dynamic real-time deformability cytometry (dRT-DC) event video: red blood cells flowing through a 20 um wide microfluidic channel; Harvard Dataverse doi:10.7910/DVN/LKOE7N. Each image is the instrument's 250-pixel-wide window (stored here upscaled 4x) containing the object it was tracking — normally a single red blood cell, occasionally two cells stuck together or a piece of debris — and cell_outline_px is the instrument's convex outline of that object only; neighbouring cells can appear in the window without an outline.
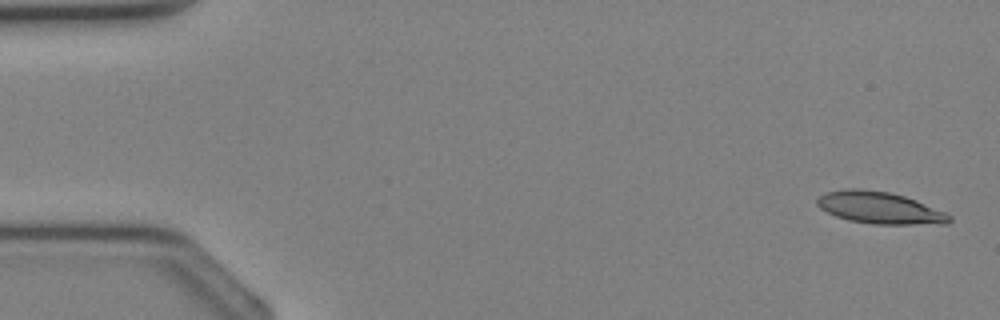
{"species": "Egyptian fruit bat (a non-hibernating species)", "species_latin": "Rousettus aegyptiacus", "temperature_condition": "cold", "stored_images_in_passage": 36, "camera_frame_rate_fps": 3000, "um_per_image_px": 0.085, "animal": {"sex": "female"}, "frame": {"image": 1, "passage_image": 1, "time_ms": 0.0, "image_size_px": [1000, 320], "cell_outline_px": [[952, 220], [948, 224], [876, 224], [848, 220], [836, 216], [820, 208], [816, 204], [816, 200], [824, 192], [848, 188], [860, 188], [888, 192], [904, 196], [916, 200], [944, 212], [952, 216]], "centroid_in_image_um": [74.76, 17.66], "position_along_channel_um": 10.2, "area_um2": 24.57}}
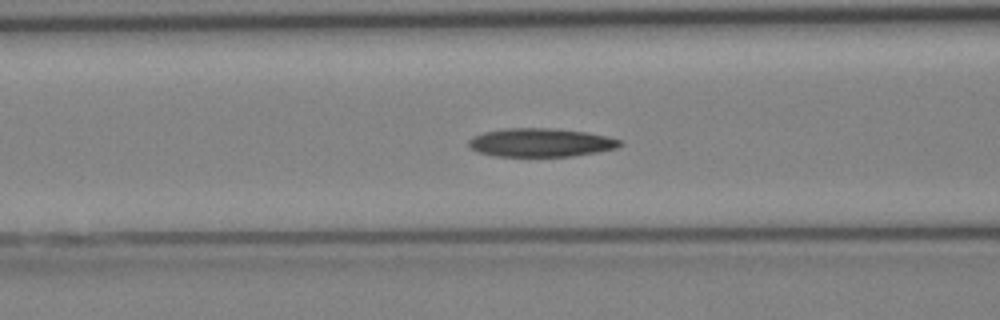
{"frame": {"image": 2, "passage_image": 14, "time_ms": 4.333, "image_size_px": [1000, 320], "cell_outline_px": [[624, 144], [616, 148], [596, 152], [572, 156], [496, 156], [480, 152], [472, 148], [468, 144], [468, 140], [472, 136], [484, 132], [508, 128], [556, 128], [584, 132], [608, 136], [620, 140]], "centroid_in_image_um": [45.97, 12.11], "position_along_channel_um": 120.6, "area_um2": 25.03}}
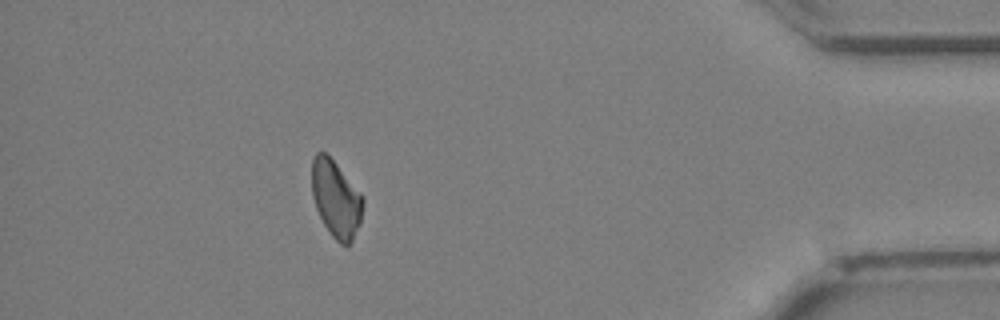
{"frame": {"image": 3, "passage_image": 32, "time_ms": 10.333, "image_size_px": [1000, 320], "cell_outline_px": [[364, 204], [360, 224], [352, 240], [348, 244], [340, 244], [332, 236], [324, 224], [316, 208], [312, 196], [312, 160], [316, 152], [324, 152], [336, 164], [364, 200]], "centroid_in_image_um": [28.54, 16.93], "position_along_channel_um": 406.7, "area_um2": 22.37}}